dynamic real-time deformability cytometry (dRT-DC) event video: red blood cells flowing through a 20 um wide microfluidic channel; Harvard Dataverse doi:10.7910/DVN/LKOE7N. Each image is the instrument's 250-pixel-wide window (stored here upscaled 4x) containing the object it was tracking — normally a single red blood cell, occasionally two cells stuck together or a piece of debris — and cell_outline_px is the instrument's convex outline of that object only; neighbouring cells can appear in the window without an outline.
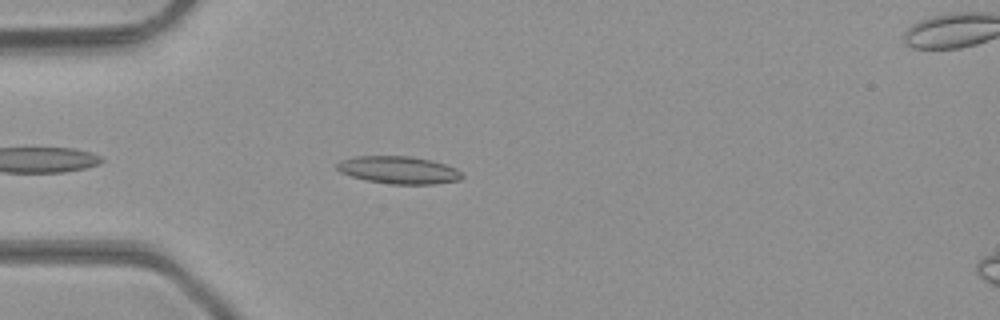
{"species": "common noctule bat (a hibernating species)", "species_latin": "Nyctalus noctula", "temperature_condition": "room temperature", "stored_images_in_passage": 19, "camera_frame_rate_fps": 3000, "um_per_image_px": 0.085, "animal": {"sex": "male", "body_mass_g": 23.1, "forearm_length_mm": 52.7}, "frame": {"image": 1, "passage_image": 4, "time_ms": 1.0, "image_size_px": [1000, 320], "cell_outline_px": [[464, 176], [460, 180], [432, 184], [392, 184], [368, 180], [352, 176], [340, 172], [336, 168], [336, 164], [340, 160], [356, 156], [412, 156], [432, 160], [456, 168]], "centroid_in_image_um": [33.89, 14.44], "position_along_channel_um": 51.1, "area_um2": 20.0}}
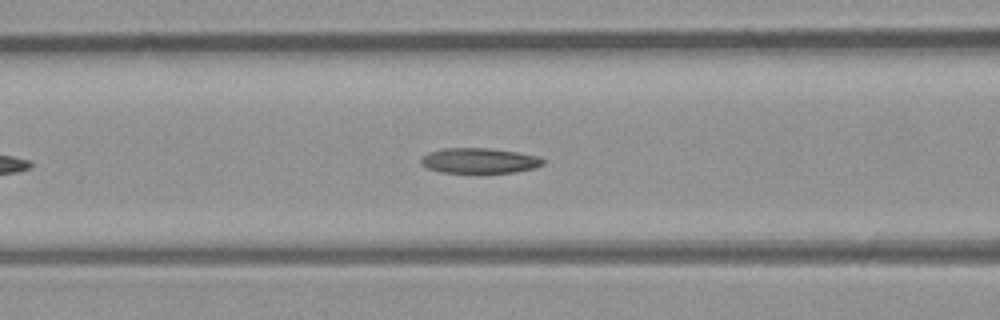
{"frame": {"image": 2, "passage_image": 10, "time_ms": 3.0, "image_size_px": [1000, 320], "cell_outline_px": [[544, 164], [536, 168], [516, 172], [440, 172], [428, 168], [420, 164], [420, 160], [428, 152], [444, 148], [488, 148], [516, 152], [536, 156], [544, 160]], "centroid_in_image_um": [40.73, 13.65], "position_along_channel_um": 125.9, "area_um2": 17.8}}
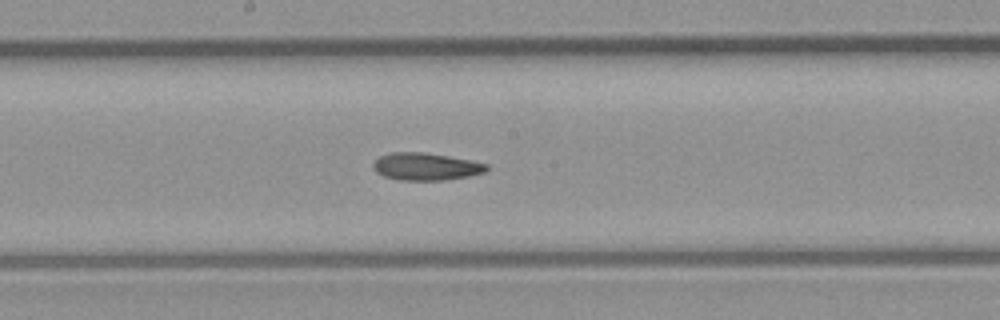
{"frame": {"image": 3, "passage_image": 16, "time_ms": 5.0, "image_size_px": [1000, 320], "cell_outline_px": [[488, 168], [484, 172], [468, 176], [444, 180], [396, 180], [384, 176], [376, 172], [372, 168], [372, 164], [380, 156], [392, 152], [424, 152], [448, 156], [488, 164]], "centroid_in_image_um": [36.15, 14.16], "position_along_channel_um": 212.0, "area_um2": 18.03}}